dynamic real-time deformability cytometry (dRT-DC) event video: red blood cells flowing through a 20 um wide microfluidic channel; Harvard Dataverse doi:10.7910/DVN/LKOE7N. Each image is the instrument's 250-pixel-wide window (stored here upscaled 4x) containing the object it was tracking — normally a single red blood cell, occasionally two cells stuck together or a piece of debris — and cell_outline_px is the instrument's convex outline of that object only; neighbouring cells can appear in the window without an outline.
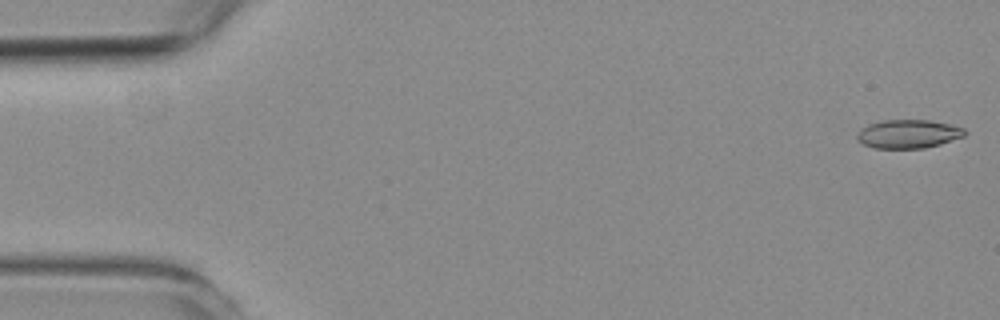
{"species": "common noctule bat (a hibernating species)", "species_latin": "Nyctalus noctula", "temperature_condition": "room temperature", "stored_images_in_passage": 57, "camera_frame_rate_fps": 3000, "um_per_image_px": 0.085, "animal": {"sex": "female", "body_mass_g": 19.3, "forearm_length_mm": 54.1}, "frame": {"image": 1, "passage_image": 1, "time_ms": 0.0, "image_size_px": [1000, 320], "cell_outline_px": [[968, 132], [964, 136], [940, 144], [924, 148], [876, 148], [864, 144], [856, 140], [856, 136], [868, 124], [884, 120], [928, 120], [952, 124], [964, 128]], "centroid_in_image_um": [77.25, 11.38], "position_along_channel_um": 7.8, "area_um2": 17.86}}
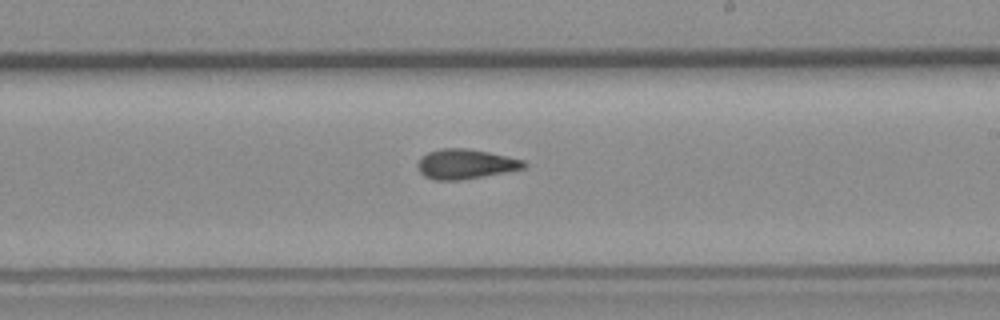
{"frame": {"image": 2, "passage_image": 33, "time_ms": 10.667, "image_size_px": [1000, 320], "cell_outline_px": [[528, 164], [524, 168], [484, 176], [460, 180], [432, 180], [424, 176], [416, 168], [416, 164], [420, 156], [428, 152], [440, 148], [468, 148], [488, 152], [524, 160]], "centroid_in_image_um": [39.51, 13.94], "position_along_channel_um": 249.5, "area_um2": 18.61}}
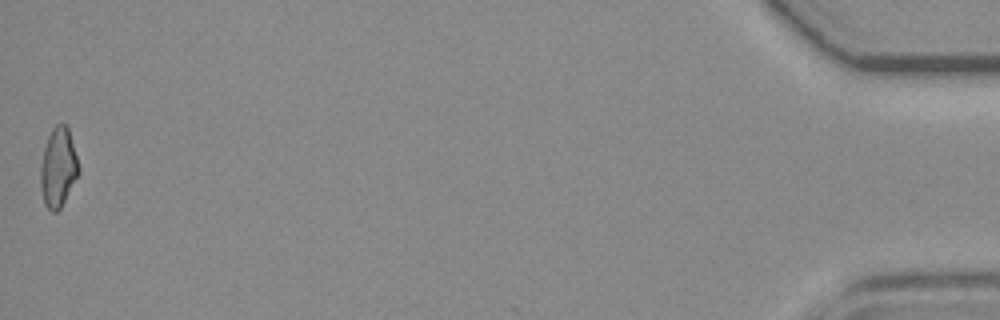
{"frame": {"image": 3, "passage_image": 57, "time_ms": 18.667, "image_size_px": [1000, 320], "cell_outline_px": [[80, 172], [60, 208], [56, 212], [52, 212], [44, 204], [40, 188], [40, 164], [44, 148], [48, 136], [52, 128], [56, 124], [64, 124], [68, 128], [80, 168]], "centroid_in_image_um": [4.93, 14.25], "position_along_channel_um": 430.3, "area_um2": 17.63}, "authors_computed_cell_mechanics": {"area_um2": 18.0914, "velocity_mm_per_s": 3.5725, "shape_relaxation_time_tau1_ms": null, "shape_relaxation_time_tau2_ms": 2.524, "deformation_change_tau1": null, "deformation_change_tau2": 0.0962}}